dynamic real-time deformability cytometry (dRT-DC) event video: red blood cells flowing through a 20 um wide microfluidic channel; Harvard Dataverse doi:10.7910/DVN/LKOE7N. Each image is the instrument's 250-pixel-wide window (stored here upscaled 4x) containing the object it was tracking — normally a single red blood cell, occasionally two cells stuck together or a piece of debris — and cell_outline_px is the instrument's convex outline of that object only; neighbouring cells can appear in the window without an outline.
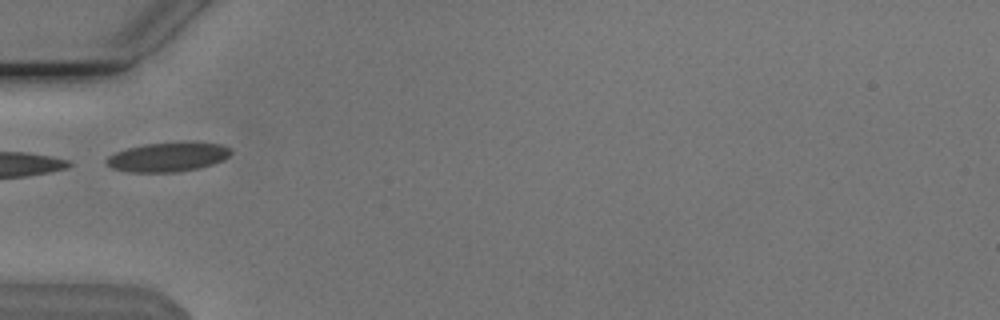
{"species": "Egyptian fruit bat (a non-hibernating species)", "species_latin": "Rousettus aegyptiacus", "temperature_condition": "cold", "stored_images_in_passage": 8, "camera_frame_rate_fps": 3000, "um_per_image_px": 0.085, "animal": {"sex": "male"}, "frame": {"image": 1, "passage_image": 1, "time_ms": 0.0, "image_size_px": [1000, 320], "cell_outline_px": [[232, 152], [224, 160], [200, 168], [176, 172], [128, 172], [112, 168], [104, 160], [108, 156], [116, 152], [128, 148], [144, 144], [188, 140], [192, 140], [224, 144], [232, 148]], "centroid_in_image_um": [14.34, 13.31], "position_along_channel_um": 70.7, "area_um2": 21.91}}